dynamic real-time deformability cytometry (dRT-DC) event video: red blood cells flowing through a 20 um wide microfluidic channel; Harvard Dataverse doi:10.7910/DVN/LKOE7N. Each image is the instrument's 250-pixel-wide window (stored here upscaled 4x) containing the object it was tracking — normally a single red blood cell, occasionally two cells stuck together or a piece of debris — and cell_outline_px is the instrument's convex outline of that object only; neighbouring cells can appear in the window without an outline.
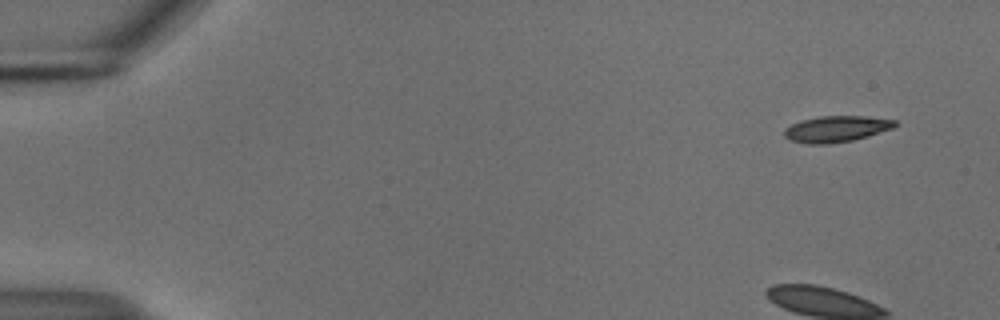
{"species": "common noctule bat (a hibernating species)", "species_latin": "Nyctalus noctula", "temperature_condition": "cold", "stored_images_in_passage": 52, "camera_frame_rate_fps": 3000, "um_per_image_px": 0.085, "animal": {"sex": "male", "body_mass_g": 18.8}, "frame": {"image": 1, "passage_image": 1, "time_ms": 0.0, "image_size_px": [1000, 320], "cell_outline_px": [[896, 124], [892, 128], [868, 136], [852, 140], [828, 144], [808, 144], [788, 140], [784, 136], [784, 128], [792, 124], [804, 120], [820, 116], [864, 116], [896, 120]], "centroid_in_image_um": [71.05, 10.97], "position_along_channel_um": 13.9, "area_um2": 16.76}}